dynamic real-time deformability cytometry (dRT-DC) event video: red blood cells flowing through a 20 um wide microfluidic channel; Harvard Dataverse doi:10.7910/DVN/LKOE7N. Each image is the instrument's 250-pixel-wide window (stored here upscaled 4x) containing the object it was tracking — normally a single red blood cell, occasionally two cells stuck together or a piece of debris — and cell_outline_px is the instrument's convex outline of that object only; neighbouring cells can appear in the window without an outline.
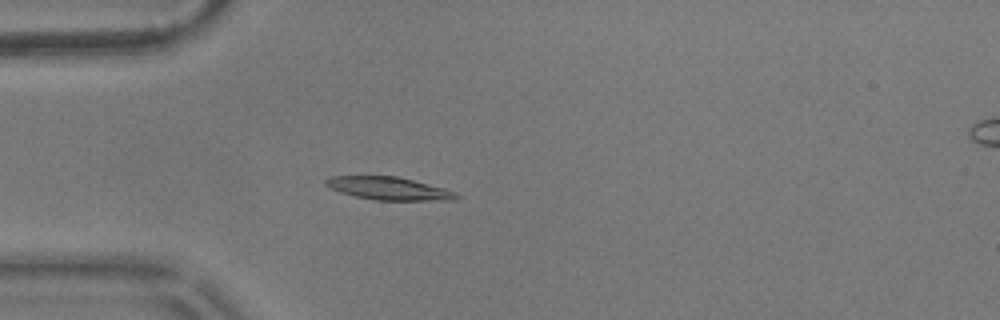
{"species": "common noctule bat (a hibernating species)", "species_latin": "Nyctalus noctula", "temperature_condition": "warm", "stored_images_in_passage": 50, "camera_frame_rate_fps": 3000, "um_per_image_px": 0.085, "animal": {"sex": "male", "body_mass_g": 17.9}, "frame": {"image": 1, "passage_image": 10, "time_ms": 3.0, "image_size_px": [1000, 320], "cell_outline_px": [[460, 196], [456, 200], [376, 200], [356, 196], [340, 192], [328, 188], [324, 184], [324, 180], [332, 176], [396, 176], [412, 180], [456, 192]], "centroid_in_image_um": [33.0, 16.02], "position_along_channel_um": 52.0, "area_um2": 17.22}}
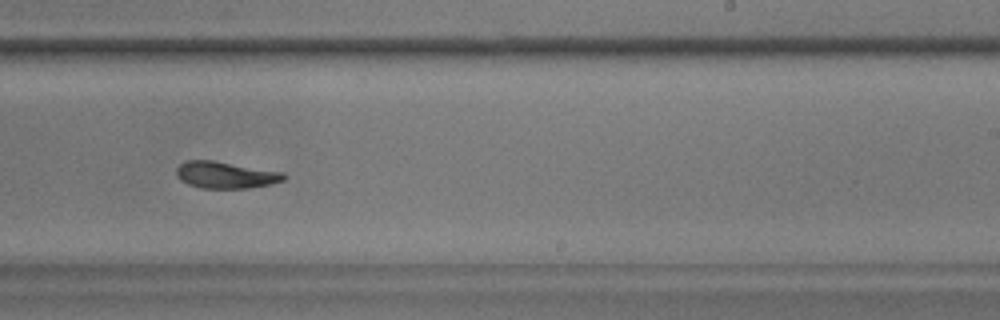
{"frame": {"image": 2, "passage_image": 29, "time_ms": 9.333, "image_size_px": [1000, 320], "cell_outline_px": [[288, 176], [284, 180], [272, 184], [248, 188], [200, 188], [188, 184], [180, 180], [176, 176], [176, 168], [180, 164], [188, 160], [212, 160], [284, 172]], "centroid_in_image_um": [19.19, 14.87], "position_along_channel_um": 269.8, "area_um2": 16.88}}
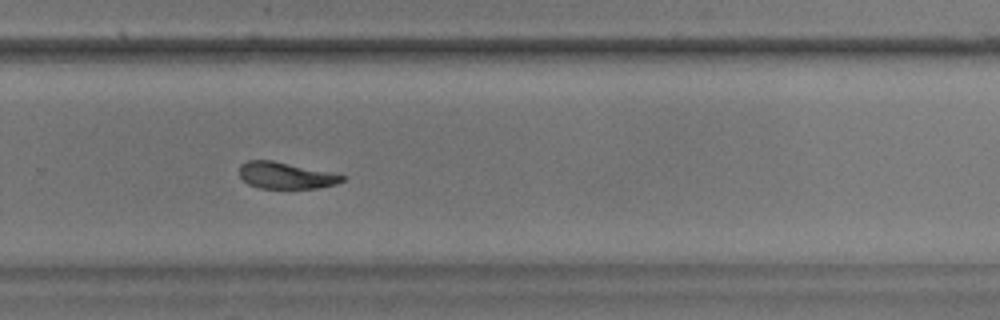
{"frame": {"image": 3, "passage_image": 32, "time_ms": 10.333, "image_size_px": [1000, 320], "cell_outline_px": [[348, 176], [344, 180], [336, 184], [316, 188], [260, 188], [248, 184], [240, 176], [240, 164], [248, 160], [272, 160]], "centroid_in_image_um": [24.29, 14.91], "position_along_channel_um": 305.5, "area_um2": 15.78}, "authors_computed_cell_mechanics": {"area_um2": 17.1666, "velocity_mm_per_s": 3.5759, "shape_relaxation_time_tau1_ms": 8.0916, "shape_relaxation_time_tau2_ms": 4.1985, "deformation_change_tau1": 0.1956, "deformation_change_tau2": 0.1037}}